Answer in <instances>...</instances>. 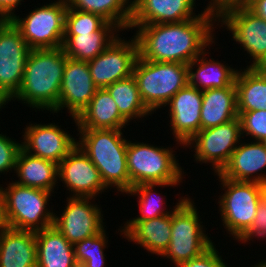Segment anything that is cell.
<instances>
[{"label":"cell","instance_id":"cell-1","mask_svg":"<svg viewBox=\"0 0 266 267\" xmlns=\"http://www.w3.org/2000/svg\"><path fill=\"white\" fill-rule=\"evenodd\" d=\"M216 22L217 15L204 9L197 18L183 22L129 26V29L137 30L135 38L140 58L188 65L215 43Z\"/></svg>","mask_w":266,"mask_h":267},{"label":"cell","instance_id":"cell-2","mask_svg":"<svg viewBox=\"0 0 266 267\" xmlns=\"http://www.w3.org/2000/svg\"><path fill=\"white\" fill-rule=\"evenodd\" d=\"M66 59L62 47L30 50L21 87L9 101L56 113Z\"/></svg>","mask_w":266,"mask_h":267},{"label":"cell","instance_id":"cell-3","mask_svg":"<svg viewBox=\"0 0 266 267\" xmlns=\"http://www.w3.org/2000/svg\"><path fill=\"white\" fill-rule=\"evenodd\" d=\"M77 145L89 157L99 171L108 189L127 193L131 182L127 168V143L119 129H78Z\"/></svg>","mask_w":266,"mask_h":267},{"label":"cell","instance_id":"cell-4","mask_svg":"<svg viewBox=\"0 0 266 267\" xmlns=\"http://www.w3.org/2000/svg\"><path fill=\"white\" fill-rule=\"evenodd\" d=\"M133 77L146 108L155 112L189 84L188 65L178 62L148 61L138 56Z\"/></svg>","mask_w":266,"mask_h":267},{"label":"cell","instance_id":"cell-5","mask_svg":"<svg viewBox=\"0 0 266 267\" xmlns=\"http://www.w3.org/2000/svg\"><path fill=\"white\" fill-rule=\"evenodd\" d=\"M1 190L5 226L36 232L53 225L54 212L46 208L52 192L14 181Z\"/></svg>","mask_w":266,"mask_h":267},{"label":"cell","instance_id":"cell-6","mask_svg":"<svg viewBox=\"0 0 266 267\" xmlns=\"http://www.w3.org/2000/svg\"><path fill=\"white\" fill-rule=\"evenodd\" d=\"M194 201L181 197L171 212V238L160 257L170 259L175 267L196 258L214 243L203 230Z\"/></svg>","mask_w":266,"mask_h":267},{"label":"cell","instance_id":"cell-7","mask_svg":"<svg viewBox=\"0 0 266 267\" xmlns=\"http://www.w3.org/2000/svg\"><path fill=\"white\" fill-rule=\"evenodd\" d=\"M174 152L171 147L128 140L126 156L131 188L142 183H181L184 171Z\"/></svg>","mask_w":266,"mask_h":267},{"label":"cell","instance_id":"cell-8","mask_svg":"<svg viewBox=\"0 0 266 267\" xmlns=\"http://www.w3.org/2000/svg\"><path fill=\"white\" fill-rule=\"evenodd\" d=\"M67 8L66 0H57L33 9L24 18L14 15L10 21L31 50L59 48L63 46Z\"/></svg>","mask_w":266,"mask_h":267},{"label":"cell","instance_id":"cell-9","mask_svg":"<svg viewBox=\"0 0 266 267\" xmlns=\"http://www.w3.org/2000/svg\"><path fill=\"white\" fill-rule=\"evenodd\" d=\"M222 187L226 190L218 199L220 216L224 228L238 240L251 226L260 203L261 189L257 182L234 181L223 178L219 173Z\"/></svg>","mask_w":266,"mask_h":267},{"label":"cell","instance_id":"cell-10","mask_svg":"<svg viewBox=\"0 0 266 267\" xmlns=\"http://www.w3.org/2000/svg\"><path fill=\"white\" fill-rule=\"evenodd\" d=\"M221 23L232 33V40L238 42L247 51L251 65L258 67L266 59V21L255 15L244 4L225 8L217 15Z\"/></svg>","mask_w":266,"mask_h":267},{"label":"cell","instance_id":"cell-11","mask_svg":"<svg viewBox=\"0 0 266 267\" xmlns=\"http://www.w3.org/2000/svg\"><path fill=\"white\" fill-rule=\"evenodd\" d=\"M241 137V121L238 116L227 123L200 130L185 146L194 148L196 162L211 163L212 170L219 173L238 147Z\"/></svg>","mask_w":266,"mask_h":267},{"label":"cell","instance_id":"cell-12","mask_svg":"<svg viewBox=\"0 0 266 267\" xmlns=\"http://www.w3.org/2000/svg\"><path fill=\"white\" fill-rule=\"evenodd\" d=\"M30 48L10 20L0 24V97L7 103L20 89Z\"/></svg>","mask_w":266,"mask_h":267},{"label":"cell","instance_id":"cell-13","mask_svg":"<svg viewBox=\"0 0 266 267\" xmlns=\"http://www.w3.org/2000/svg\"><path fill=\"white\" fill-rule=\"evenodd\" d=\"M130 40H122L118 36L101 54L87 61L97 88H106L132 76L139 54L135 36Z\"/></svg>","mask_w":266,"mask_h":267},{"label":"cell","instance_id":"cell-14","mask_svg":"<svg viewBox=\"0 0 266 267\" xmlns=\"http://www.w3.org/2000/svg\"><path fill=\"white\" fill-rule=\"evenodd\" d=\"M92 199L95 198L69 196L62 215L54 213L53 226L73 245L105 229L102 210L91 203Z\"/></svg>","mask_w":266,"mask_h":267},{"label":"cell","instance_id":"cell-15","mask_svg":"<svg viewBox=\"0 0 266 267\" xmlns=\"http://www.w3.org/2000/svg\"><path fill=\"white\" fill-rule=\"evenodd\" d=\"M58 178L70 197L94 198L107 190L98 169L78 145L58 164Z\"/></svg>","mask_w":266,"mask_h":267},{"label":"cell","instance_id":"cell-16","mask_svg":"<svg viewBox=\"0 0 266 267\" xmlns=\"http://www.w3.org/2000/svg\"><path fill=\"white\" fill-rule=\"evenodd\" d=\"M97 90L87 61L67 57L56 113L67 108L69 115L76 118L90 103Z\"/></svg>","mask_w":266,"mask_h":267},{"label":"cell","instance_id":"cell-17","mask_svg":"<svg viewBox=\"0 0 266 267\" xmlns=\"http://www.w3.org/2000/svg\"><path fill=\"white\" fill-rule=\"evenodd\" d=\"M53 123L26 126L21 148L31 155L59 164L76 146L72 135Z\"/></svg>","mask_w":266,"mask_h":267},{"label":"cell","instance_id":"cell-18","mask_svg":"<svg viewBox=\"0 0 266 267\" xmlns=\"http://www.w3.org/2000/svg\"><path fill=\"white\" fill-rule=\"evenodd\" d=\"M172 134L184 146L201 130L202 91L189 84L168 102Z\"/></svg>","mask_w":266,"mask_h":267},{"label":"cell","instance_id":"cell-19","mask_svg":"<svg viewBox=\"0 0 266 267\" xmlns=\"http://www.w3.org/2000/svg\"><path fill=\"white\" fill-rule=\"evenodd\" d=\"M195 3L196 0H132L129 26L178 23L197 18L199 13L193 12Z\"/></svg>","mask_w":266,"mask_h":267},{"label":"cell","instance_id":"cell-20","mask_svg":"<svg viewBox=\"0 0 266 267\" xmlns=\"http://www.w3.org/2000/svg\"><path fill=\"white\" fill-rule=\"evenodd\" d=\"M239 144L219 174L223 178L234 181L260 183L266 180V173L262 171L266 169L265 144L260 141L240 142ZM259 172H264V174Z\"/></svg>","mask_w":266,"mask_h":267},{"label":"cell","instance_id":"cell-21","mask_svg":"<svg viewBox=\"0 0 266 267\" xmlns=\"http://www.w3.org/2000/svg\"><path fill=\"white\" fill-rule=\"evenodd\" d=\"M0 267H37L34 231L0 228Z\"/></svg>","mask_w":266,"mask_h":267},{"label":"cell","instance_id":"cell-22","mask_svg":"<svg viewBox=\"0 0 266 267\" xmlns=\"http://www.w3.org/2000/svg\"><path fill=\"white\" fill-rule=\"evenodd\" d=\"M72 118L77 129L123 130L129 125L106 88H98L90 103L76 118Z\"/></svg>","mask_w":266,"mask_h":267},{"label":"cell","instance_id":"cell-23","mask_svg":"<svg viewBox=\"0 0 266 267\" xmlns=\"http://www.w3.org/2000/svg\"><path fill=\"white\" fill-rule=\"evenodd\" d=\"M128 241L161 256L171 238V214L139 222H126L120 230Z\"/></svg>","mask_w":266,"mask_h":267},{"label":"cell","instance_id":"cell-24","mask_svg":"<svg viewBox=\"0 0 266 267\" xmlns=\"http://www.w3.org/2000/svg\"><path fill=\"white\" fill-rule=\"evenodd\" d=\"M37 267H78L74 245L55 226L35 232Z\"/></svg>","mask_w":266,"mask_h":267},{"label":"cell","instance_id":"cell-25","mask_svg":"<svg viewBox=\"0 0 266 267\" xmlns=\"http://www.w3.org/2000/svg\"><path fill=\"white\" fill-rule=\"evenodd\" d=\"M14 173L19 180L15 183L54 192L58 181V164L53 161L42 159L20 149Z\"/></svg>","mask_w":266,"mask_h":267},{"label":"cell","instance_id":"cell-26","mask_svg":"<svg viewBox=\"0 0 266 267\" xmlns=\"http://www.w3.org/2000/svg\"><path fill=\"white\" fill-rule=\"evenodd\" d=\"M207 54L204 50L188 64L189 85L200 91L235 86L238 70L213 58L208 60L205 57Z\"/></svg>","mask_w":266,"mask_h":267},{"label":"cell","instance_id":"cell-27","mask_svg":"<svg viewBox=\"0 0 266 267\" xmlns=\"http://www.w3.org/2000/svg\"><path fill=\"white\" fill-rule=\"evenodd\" d=\"M238 117L236 86L202 91L201 130Z\"/></svg>","mask_w":266,"mask_h":267},{"label":"cell","instance_id":"cell-28","mask_svg":"<svg viewBox=\"0 0 266 267\" xmlns=\"http://www.w3.org/2000/svg\"><path fill=\"white\" fill-rule=\"evenodd\" d=\"M120 29L107 22L94 33L64 35L63 46L67 57L76 60L90 61L101 54L120 33Z\"/></svg>","mask_w":266,"mask_h":267},{"label":"cell","instance_id":"cell-29","mask_svg":"<svg viewBox=\"0 0 266 267\" xmlns=\"http://www.w3.org/2000/svg\"><path fill=\"white\" fill-rule=\"evenodd\" d=\"M237 111L266 110V72L257 67L238 70L235 78Z\"/></svg>","mask_w":266,"mask_h":267},{"label":"cell","instance_id":"cell-30","mask_svg":"<svg viewBox=\"0 0 266 267\" xmlns=\"http://www.w3.org/2000/svg\"><path fill=\"white\" fill-rule=\"evenodd\" d=\"M71 9L95 13L116 25L121 31L129 29L132 0H66Z\"/></svg>","mask_w":266,"mask_h":267},{"label":"cell","instance_id":"cell-31","mask_svg":"<svg viewBox=\"0 0 266 267\" xmlns=\"http://www.w3.org/2000/svg\"><path fill=\"white\" fill-rule=\"evenodd\" d=\"M106 89L117 104L120 114L128 122L152 114L141 100L138 86L133 75L110 84Z\"/></svg>","mask_w":266,"mask_h":267},{"label":"cell","instance_id":"cell-32","mask_svg":"<svg viewBox=\"0 0 266 267\" xmlns=\"http://www.w3.org/2000/svg\"><path fill=\"white\" fill-rule=\"evenodd\" d=\"M180 183H142L137 186L132 187L127 193L125 194H131V195H138V203H139V211L141 215L138 217H135L131 220H127L126 222H139L144 221L148 219L157 218L163 215H169L171 214V210L168 211L165 208V205L163 207V203L165 204V200L161 196H158L160 194H157L153 189L157 187H165V186H171L176 187ZM155 187V188H154ZM154 191V192H153ZM154 194H157V197L154 198ZM156 196V195H155ZM159 197V198H158ZM162 199V200H161ZM163 207V208H162ZM166 211H165V210Z\"/></svg>","mask_w":266,"mask_h":267},{"label":"cell","instance_id":"cell-33","mask_svg":"<svg viewBox=\"0 0 266 267\" xmlns=\"http://www.w3.org/2000/svg\"><path fill=\"white\" fill-rule=\"evenodd\" d=\"M106 230L74 244L75 260L78 267H104V249L107 247Z\"/></svg>","mask_w":266,"mask_h":267},{"label":"cell","instance_id":"cell-34","mask_svg":"<svg viewBox=\"0 0 266 267\" xmlns=\"http://www.w3.org/2000/svg\"><path fill=\"white\" fill-rule=\"evenodd\" d=\"M107 22L106 19L98 14L68 7L65 14V35L94 33Z\"/></svg>","mask_w":266,"mask_h":267},{"label":"cell","instance_id":"cell-35","mask_svg":"<svg viewBox=\"0 0 266 267\" xmlns=\"http://www.w3.org/2000/svg\"><path fill=\"white\" fill-rule=\"evenodd\" d=\"M241 121L242 137L251 136L253 141L266 139V110L238 112ZM245 133V135H244Z\"/></svg>","mask_w":266,"mask_h":267},{"label":"cell","instance_id":"cell-36","mask_svg":"<svg viewBox=\"0 0 266 267\" xmlns=\"http://www.w3.org/2000/svg\"><path fill=\"white\" fill-rule=\"evenodd\" d=\"M21 149V143L13 138L0 134V173L15 169L16 159Z\"/></svg>","mask_w":266,"mask_h":267},{"label":"cell","instance_id":"cell-37","mask_svg":"<svg viewBox=\"0 0 266 267\" xmlns=\"http://www.w3.org/2000/svg\"><path fill=\"white\" fill-rule=\"evenodd\" d=\"M266 239V202L261 199L250 228L237 240L247 243L253 238Z\"/></svg>","mask_w":266,"mask_h":267},{"label":"cell","instance_id":"cell-38","mask_svg":"<svg viewBox=\"0 0 266 267\" xmlns=\"http://www.w3.org/2000/svg\"><path fill=\"white\" fill-rule=\"evenodd\" d=\"M223 261L215 245H212L200 256L190 259L178 267H229Z\"/></svg>","mask_w":266,"mask_h":267},{"label":"cell","instance_id":"cell-39","mask_svg":"<svg viewBox=\"0 0 266 267\" xmlns=\"http://www.w3.org/2000/svg\"><path fill=\"white\" fill-rule=\"evenodd\" d=\"M245 1L246 0H210L205 9L218 15L225 8L233 5L245 4Z\"/></svg>","mask_w":266,"mask_h":267},{"label":"cell","instance_id":"cell-40","mask_svg":"<svg viewBox=\"0 0 266 267\" xmlns=\"http://www.w3.org/2000/svg\"><path fill=\"white\" fill-rule=\"evenodd\" d=\"M23 0H0V16L4 20H10L15 14V8L21 5Z\"/></svg>","mask_w":266,"mask_h":267},{"label":"cell","instance_id":"cell-41","mask_svg":"<svg viewBox=\"0 0 266 267\" xmlns=\"http://www.w3.org/2000/svg\"><path fill=\"white\" fill-rule=\"evenodd\" d=\"M244 5L266 21V0H246Z\"/></svg>","mask_w":266,"mask_h":267},{"label":"cell","instance_id":"cell-42","mask_svg":"<svg viewBox=\"0 0 266 267\" xmlns=\"http://www.w3.org/2000/svg\"><path fill=\"white\" fill-rule=\"evenodd\" d=\"M5 226L4 220H3V204H2V190L0 185V228Z\"/></svg>","mask_w":266,"mask_h":267},{"label":"cell","instance_id":"cell-43","mask_svg":"<svg viewBox=\"0 0 266 267\" xmlns=\"http://www.w3.org/2000/svg\"><path fill=\"white\" fill-rule=\"evenodd\" d=\"M257 68L266 72V59Z\"/></svg>","mask_w":266,"mask_h":267},{"label":"cell","instance_id":"cell-44","mask_svg":"<svg viewBox=\"0 0 266 267\" xmlns=\"http://www.w3.org/2000/svg\"><path fill=\"white\" fill-rule=\"evenodd\" d=\"M253 267H266V261L261 260V262L255 264Z\"/></svg>","mask_w":266,"mask_h":267},{"label":"cell","instance_id":"cell-45","mask_svg":"<svg viewBox=\"0 0 266 267\" xmlns=\"http://www.w3.org/2000/svg\"><path fill=\"white\" fill-rule=\"evenodd\" d=\"M6 103L7 102L3 98L0 97V109L3 108L6 105Z\"/></svg>","mask_w":266,"mask_h":267},{"label":"cell","instance_id":"cell-46","mask_svg":"<svg viewBox=\"0 0 266 267\" xmlns=\"http://www.w3.org/2000/svg\"><path fill=\"white\" fill-rule=\"evenodd\" d=\"M4 21V19L0 16V24Z\"/></svg>","mask_w":266,"mask_h":267}]
</instances>
